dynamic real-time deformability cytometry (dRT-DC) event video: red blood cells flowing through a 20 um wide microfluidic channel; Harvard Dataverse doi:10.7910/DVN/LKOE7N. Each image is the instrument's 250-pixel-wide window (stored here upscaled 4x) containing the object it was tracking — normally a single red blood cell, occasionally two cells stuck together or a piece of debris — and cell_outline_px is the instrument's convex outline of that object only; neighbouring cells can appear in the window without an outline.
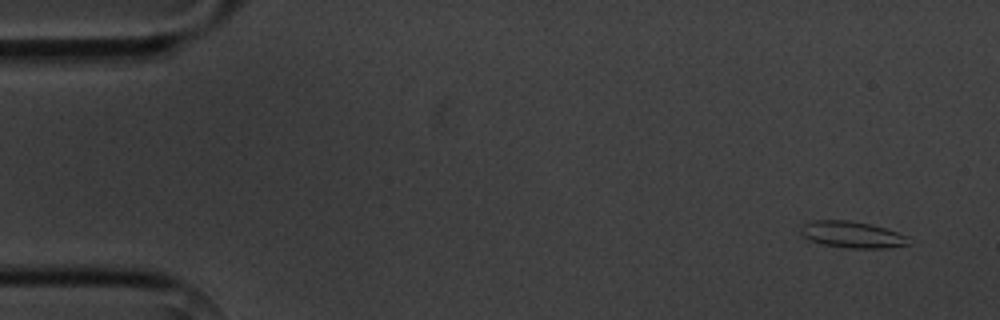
{"species": "common noctule bat (a hibernating species)", "species_latin": "Nyctalus noctula", "temperature_condition": "cold", "stored_images_in_passage": 5, "camera_frame_rate_fps": 3000, "um_per_image_px": 0.085, "animal": {"sex": "male", "body_mass_g": 20.1, "forearm_length_mm": 53.5}, "frame": {"image": 1, "passage_image": 1, "time_ms": 0.0, "image_size_px": [1000, 320], "cell_outline_px": [[912, 244], [888, 248], [848, 248], [824, 244], [808, 240], [800, 232], [800, 228], [804, 224], [812, 220], [848, 220], [868, 224], [884, 228], [908, 236]], "centroid_in_image_um": [72.44, 19.95], "position_along_channel_um": 12.6, "area_um2": 16.65}}
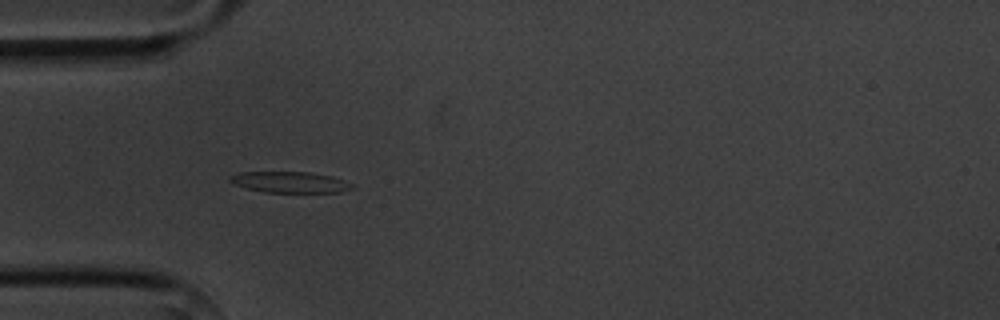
{"frame": {"image": 2, "passage_image": 4, "time_ms": 4.333, "image_size_px": [1000, 320], "cell_outline_px": [[356, 188], [340, 192], [264, 192], [248, 188], [236, 184], [228, 180], [232, 176], [240, 172], [308, 172], [332, 176], [352, 184]], "centroid_in_image_um": [24.69, 15.48], "position_along_channel_um": 60.3, "area_um2": 14.74}}
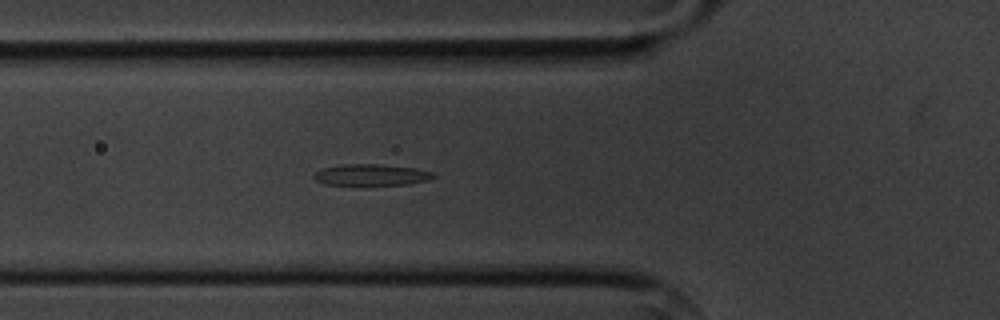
{"frame": {"image": 3, "passage_image": 5, "time_ms": 5.333, "image_size_px": [1000, 320], "cell_outline_px": [[436, 176], [428, 180], [408, 184], [372, 188], [360, 188], [324, 184], [316, 180], [312, 176], [320, 168], [344, 164], [380, 164], [416, 168], [432, 172]], "centroid_in_image_um": [31.51, 14.92], "position_along_channel_um": 94.3, "area_um2": 16.07}}